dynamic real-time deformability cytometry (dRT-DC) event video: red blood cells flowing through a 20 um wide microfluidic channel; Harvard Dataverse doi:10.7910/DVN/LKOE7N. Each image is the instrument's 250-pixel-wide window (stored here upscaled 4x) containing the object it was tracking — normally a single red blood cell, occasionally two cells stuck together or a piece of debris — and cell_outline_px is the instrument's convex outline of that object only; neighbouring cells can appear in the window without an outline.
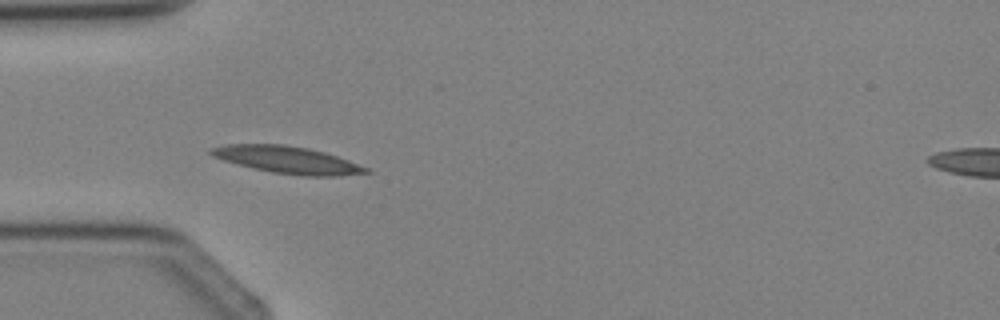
{"species": "Egyptian fruit bat (a non-hibernating species)", "species_latin": "Rousettus aegyptiacus", "temperature_condition": "cold", "stored_images_in_passage": 3, "camera_frame_rate_fps": 3000, "um_per_image_px": 0.085, "animal": {"sex": "female"}, "frame": {"image": 1, "passage_image": 3, "time_ms": 2.333, "image_size_px": [1000, 320], "cell_outline_px": [[372, 172], [336, 176], [304, 176], [272, 172], [252, 168], [236, 164], [212, 156], [208, 152], [212, 148], [224, 144], [284, 144], [308, 148], [324, 152], [348, 160], [368, 168]], "centroid_in_image_um": [24.41, 13.58], "position_along_channel_um": 60.6, "area_um2": 24.39}}